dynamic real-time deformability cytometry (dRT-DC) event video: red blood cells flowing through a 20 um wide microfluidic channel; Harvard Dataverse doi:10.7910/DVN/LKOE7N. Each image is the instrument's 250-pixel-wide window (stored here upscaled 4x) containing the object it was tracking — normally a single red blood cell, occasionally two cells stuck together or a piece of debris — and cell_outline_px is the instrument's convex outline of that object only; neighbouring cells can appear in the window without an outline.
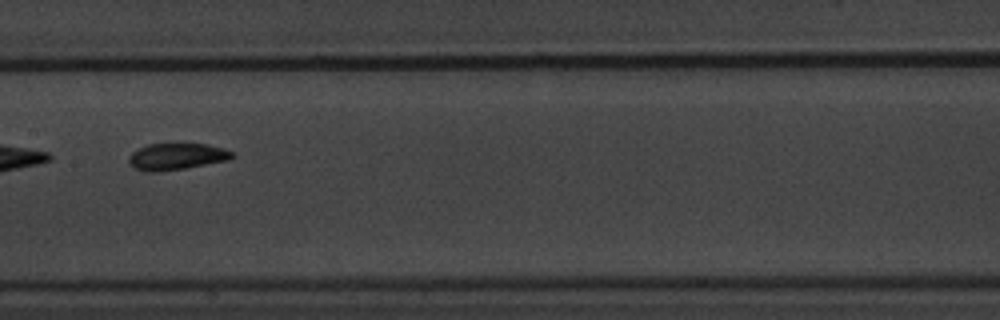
{"species": "common noctule bat (a hibernating species)", "species_latin": "Nyctalus noctula", "temperature_condition": "warm", "stored_images_in_passage": 10, "segment_of_instrument_passage": [2, 2], "camera_frame_rate_fps": 3000, "um_per_image_px": 0.085, "animal": {"sex": "male", "body_mass_g": 20.1, "forearm_length_mm": 53.5}, "frame": {"image": 1, "passage_image": 8, "time_ms": 9.333, "image_size_px": [1000, 320], "cell_outline_px": [[236, 156], [228, 160], [184, 168], [156, 172], [148, 172], [136, 168], [128, 160], [128, 156], [132, 152], [148, 144], [208, 144], [224, 148], [236, 152]], "centroid_in_image_um": [15.07, 13.29], "position_along_channel_um": 192.3, "area_um2": 15.95}}
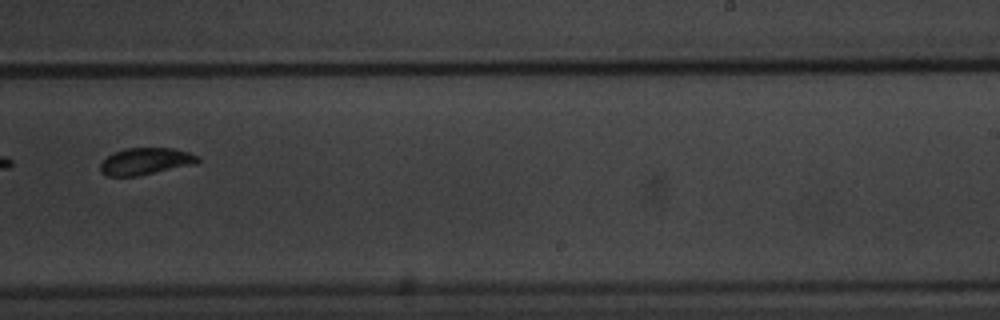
{"frame": {"image": 2, "passage_image": 10, "time_ms": 11.667, "image_size_px": [1000, 320], "cell_outline_px": [[200, 160], [196, 164], [140, 176], [108, 176], [100, 172], [100, 164], [108, 156], [124, 148], [172, 148], [188, 152], [200, 156]], "centroid_in_image_um": [12.41, 13.72], "position_along_channel_um": 276.6, "area_um2": 15.37}}